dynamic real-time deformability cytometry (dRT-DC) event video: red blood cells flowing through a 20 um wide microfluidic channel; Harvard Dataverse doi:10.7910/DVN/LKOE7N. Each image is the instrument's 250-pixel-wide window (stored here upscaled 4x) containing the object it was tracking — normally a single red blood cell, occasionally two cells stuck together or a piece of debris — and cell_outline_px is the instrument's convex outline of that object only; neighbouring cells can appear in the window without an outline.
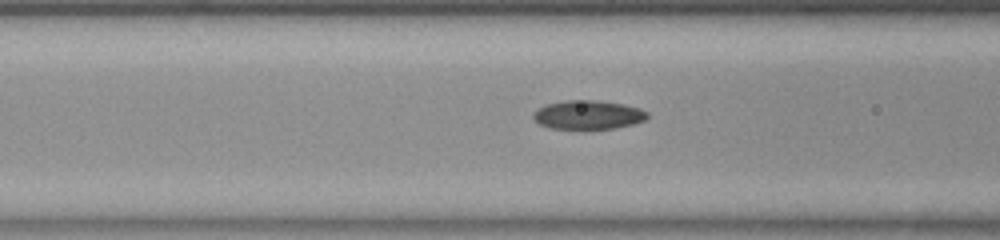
{"species": "common noctule bat (a hibernating species)", "species_latin": "Nyctalus noctula", "temperature_condition": "room temperature", "stored_images_in_passage": 13, "camera_frame_rate_fps": 3000, "um_per_image_px": 0.085, "animal": {"sex": "female", "body_mass_g": 23.0, "forearm_length_mm": 53.4}, "frame": {"image": 1, "passage_image": 4, "time_ms": 1.0, "image_size_px": [1000, 240], "cell_outline_px": [[648, 116], [644, 120], [632, 124], [612, 128], [548, 128], [532, 120], [532, 116], [536, 108], [544, 104], [564, 100], [596, 100], [624, 104], [640, 108], [648, 112]], "centroid_in_image_um": [49.93, 9.74], "position_along_channel_um": 116.7, "area_um2": 19.25}}
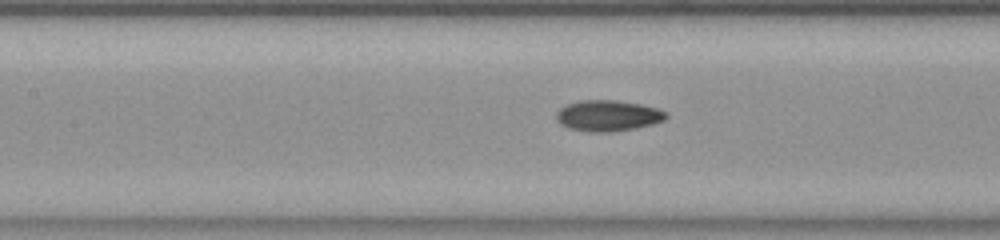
{"frame": {"image": 2, "passage_image": 7, "time_ms": 2.0, "image_size_px": [1000, 240], "cell_outline_px": [[668, 116], [664, 120], [652, 124], [632, 128], [604, 132], [592, 132], [568, 128], [560, 124], [556, 116], [556, 112], [560, 108], [568, 104], [580, 100], [616, 100], [640, 104], [656, 108], [668, 112]], "centroid_in_image_um": [51.66, 9.82], "position_along_channel_um": 155.7, "area_um2": 19.59}}
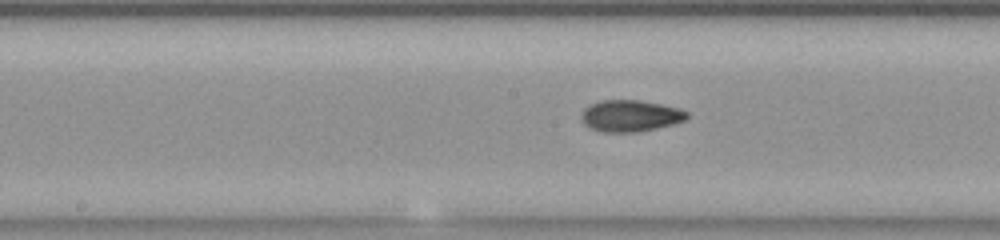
{"frame": {"image": 3, "passage_image": 10, "time_ms": 3.0, "image_size_px": [1000, 240], "cell_outline_px": [[688, 116], [684, 120], [672, 124], [636, 132], [604, 132], [592, 128], [584, 124], [584, 108], [588, 104], [600, 100], [640, 100], [680, 108], [688, 112]], "centroid_in_image_um": [53.59, 9.83], "position_along_channel_um": 194.6, "area_um2": 19.13}}